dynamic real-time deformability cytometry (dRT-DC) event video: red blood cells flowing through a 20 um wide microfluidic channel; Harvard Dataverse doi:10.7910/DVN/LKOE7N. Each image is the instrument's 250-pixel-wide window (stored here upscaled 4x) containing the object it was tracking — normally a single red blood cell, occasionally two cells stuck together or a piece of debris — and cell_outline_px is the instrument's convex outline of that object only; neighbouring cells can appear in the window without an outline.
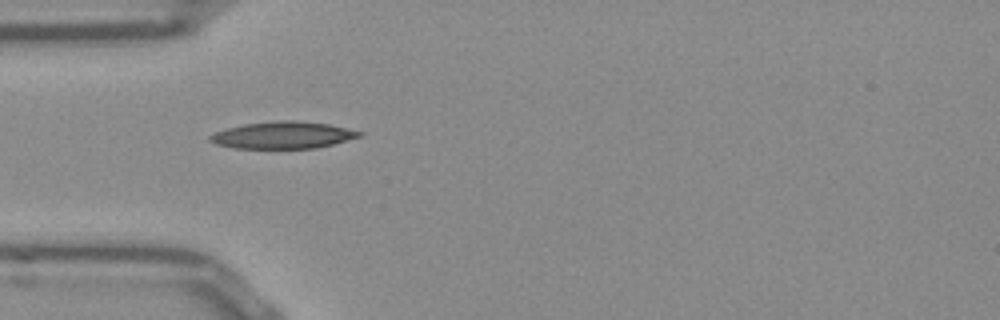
{"species": "Egyptian fruit bat (a non-hibernating species)", "species_latin": "Rousettus aegyptiacus", "temperature_condition": "room temperature", "stored_images_in_passage": 26, "camera_frame_rate_fps": 3000, "um_per_image_px": 0.085, "frame": {"image": 1, "passage_image": 1, "time_ms": 0.0, "image_size_px": [1000, 320], "cell_outline_px": [[364, 132], [360, 136], [332, 144], [316, 148], [232, 148], [216, 144], [208, 140], [208, 136], [216, 132], [228, 128], [244, 124], [284, 120], [296, 120], [328, 124]], "centroid_in_image_um": [24.02, 11.49], "position_along_channel_um": 61.0, "area_um2": 23.24}}
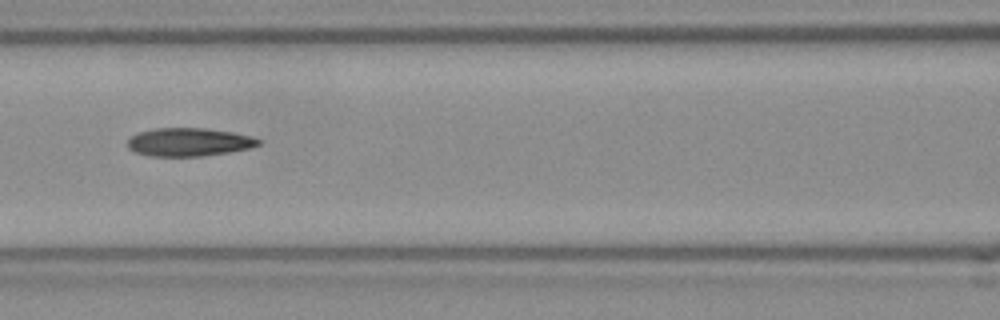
{"frame": {"image": 2, "passage_image": 8, "time_ms": 2.333, "image_size_px": [1000, 320], "cell_outline_px": [[260, 144], [248, 148], [228, 152], [204, 156], [148, 156], [136, 152], [128, 148], [128, 140], [136, 132], [156, 128], [204, 128], [232, 132], [248, 136], [260, 140]], "centroid_in_image_um": [16.0, 12.07], "position_along_channel_um": 150.6, "area_um2": 21.39}}
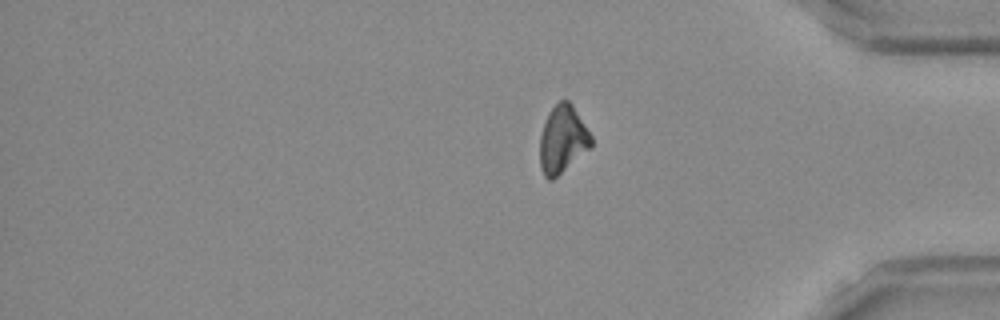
{"frame": {"image": 3, "passage_image": 26, "time_ms": 8.333, "image_size_px": [1000, 320], "cell_outline_px": [[592, 144], [588, 148], [552, 180], [548, 180], [544, 176], [540, 168], [540, 136], [548, 112], [560, 100], [568, 100], [572, 104], [592, 136]], "centroid_in_image_um": [47.79, 11.83], "position_along_channel_um": 387.4, "area_um2": 19.77}, "authors_computed_cell_mechanics": {"area_um2": 21.8773, "velocity_mm_per_s": 3.8846, "shape_relaxation_time_tau1_ms": 6.0461, "shape_relaxation_time_tau2_ms": null, "deformation_change_tau1": 0.1675, "deformation_change_tau2": null}}